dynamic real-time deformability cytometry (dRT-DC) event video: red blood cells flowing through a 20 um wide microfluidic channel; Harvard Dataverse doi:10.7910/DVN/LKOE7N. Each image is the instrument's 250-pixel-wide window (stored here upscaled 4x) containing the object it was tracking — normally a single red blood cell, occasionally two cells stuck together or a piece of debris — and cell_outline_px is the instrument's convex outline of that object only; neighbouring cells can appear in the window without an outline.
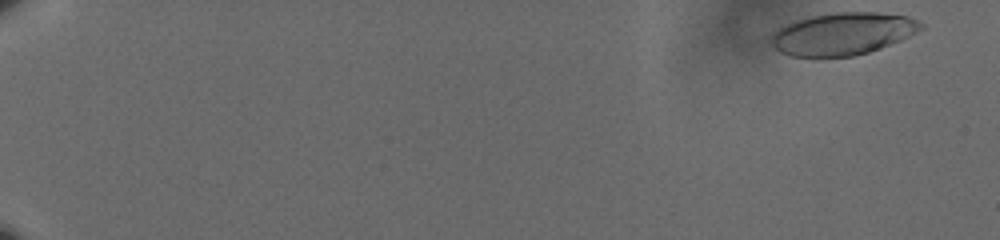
{"species": "human", "species_latin": "Homo sapiens", "temperature_condition": "cold", "stored_images_in_passage": 59, "camera_frame_rate_fps": 3000, "um_per_image_px": 0.085, "donor": {"sex": "male"}, "frame": {"image": 1, "passage_image": 2, "time_ms": 0.333, "image_size_px": [1000, 240], "cell_outline_px": [[924, 28], [900, 40], [880, 48], [856, 56], [816, 60], [788, 56], [780, 52], [772, 44], [772, 32], [796, 20], [812, 16], [836, 12], [880, 12], [908, 16], [924, 24]], "centroid_in_image_um": [71.61, 2.91], "position_along_channel_um": 13.4, "area_um2": 37.69}}
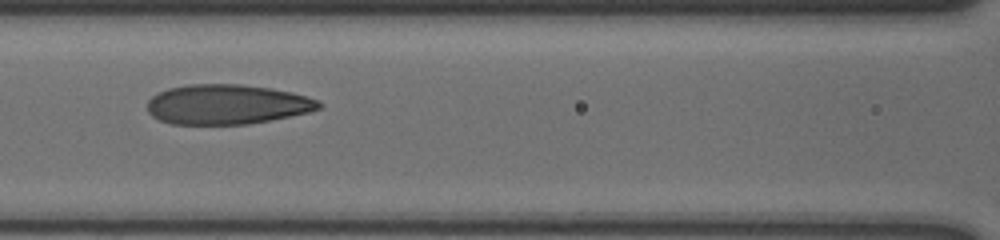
{"frame": {"image": 2, "passage_image": 30, "time_ms": 9.667, "image_size_px": [1000, 240], "cell_outline_px": [[324, 104], [320, 108], [308, 112], [272, 120], [248, 124], [168, 124], [152, 116], [148, 112], [148, 100], [156, 92], [168, 88], [188, 84], [240, 84], [268, 88], [292, 92], [320, 100]], "centroid_in_image_um": [19.28, 8.87], "position_along_channel_um": 147.3, "area_um2": 40.06}}
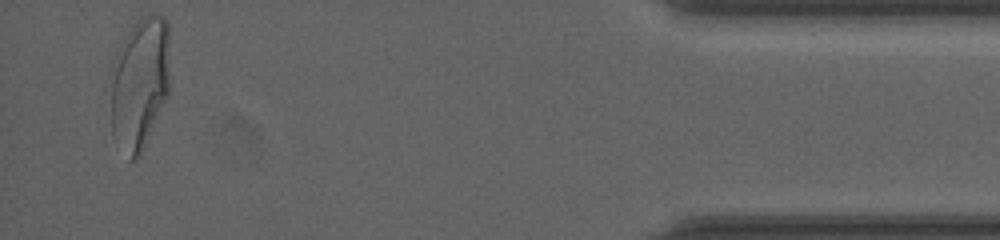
{"frame": {"image": 3, "passage_image": 58, "time_ms": 19.0, "image_size_px": [1000, 240], "cell_outline_px": [[168, 92], [140, 156], [136, 160], [128, 160], [112, 136], [112, 60], [120, 44], [132, 24], [140, 16], [164, 16], [168, 20]], "centroid_in_image_um": [11.85, 7.06], "position_along_channel_um": 423.4, "area_um2": 45.6}, "authors_computed_cell_mechanics": {"area_um2": 39.593, "velocity_mm_per_s": 3.5936, "shape_relaxation_time_tau1_ms": 6.8613, "shape_relaxation_time_tau2_ms": 0.9404, "deformation_change_tau1": 0.2431, "deformation_change_tau2": 0.0733}}